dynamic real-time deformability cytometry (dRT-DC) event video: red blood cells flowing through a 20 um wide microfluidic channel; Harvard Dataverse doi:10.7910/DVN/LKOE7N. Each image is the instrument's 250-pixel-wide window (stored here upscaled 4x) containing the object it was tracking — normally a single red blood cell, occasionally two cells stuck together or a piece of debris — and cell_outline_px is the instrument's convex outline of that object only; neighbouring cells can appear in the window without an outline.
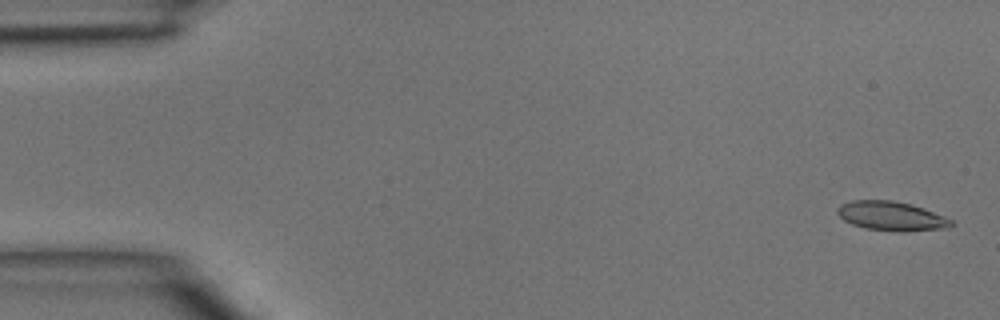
{"species": "common noctule bat (a hibernating species)", "species_latin": "Nyctalus noctula", "temperature_condition": "room temperature", "stored_images_in_passage": 48, "camera_frame_rate_fps": 3000, "um_per_image_px": 0.085, "animal": {"sex": "male", "body_mass_g": 15.6}, "frame": {"image": 1, "passage_image": 2, "time_ms": 0.333, "image_size_px": [1000, 320], "cell_outline_px": [[952, 224], [948, 228], [904, 232], [896, 232], [864, 228], [852, 224], [844, 220], [836, 212], [836, 208], [840, 204], [852, 200], [892, 200], [912, 204], [924, 208], [944, 216], [952, 220]], "centroid_in_image_um": [75.75, 18.37], "position_along_channel_um": 9.2, "area_um2": 19.59}}
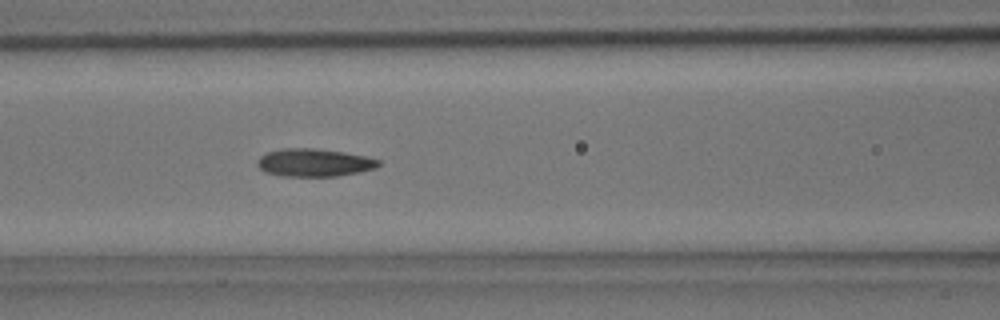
{"frame": {"image": 2, "passage_image": 20, "time_ms": 6.333, "image_size_px": [1000, 320], "cell_outline_px": [[380, 164], [376, 168], [360, 172], [336, 176], [280, 176], [264, 172], [256, 164], [256, 160], [260, 156], [268, 152], [280, 148], [316, 148], [344, 152], [364, 156], [380, 160]], "centroid_in_image_um": [26.67, 13.82], "position_along_channel_um": 139.9, "area_um2": 19.83}}
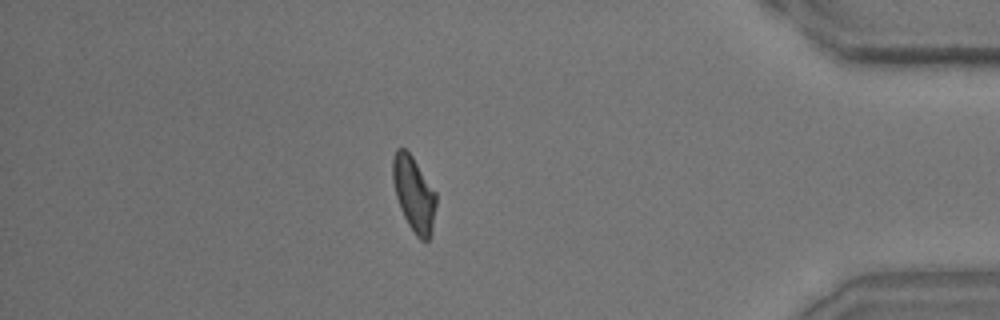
{"frame": {"image": 3, "passage_image": 41, "time_ms": 13.333, "image_size_px": [1000, 320], "cell_outline_px": [[436, 204], [432, 232], [428, 240], [420, 240], [416, 236], [408, 224], [400, 208], [396, 196], [392, 180], [392, 160], [396, 148], [404, 148], [412, 156], [436, 192]], "centroid_in_image_um": [35.17, 16.48], "position_along_channel_um": 400.0, "area_um2": 18.96}}